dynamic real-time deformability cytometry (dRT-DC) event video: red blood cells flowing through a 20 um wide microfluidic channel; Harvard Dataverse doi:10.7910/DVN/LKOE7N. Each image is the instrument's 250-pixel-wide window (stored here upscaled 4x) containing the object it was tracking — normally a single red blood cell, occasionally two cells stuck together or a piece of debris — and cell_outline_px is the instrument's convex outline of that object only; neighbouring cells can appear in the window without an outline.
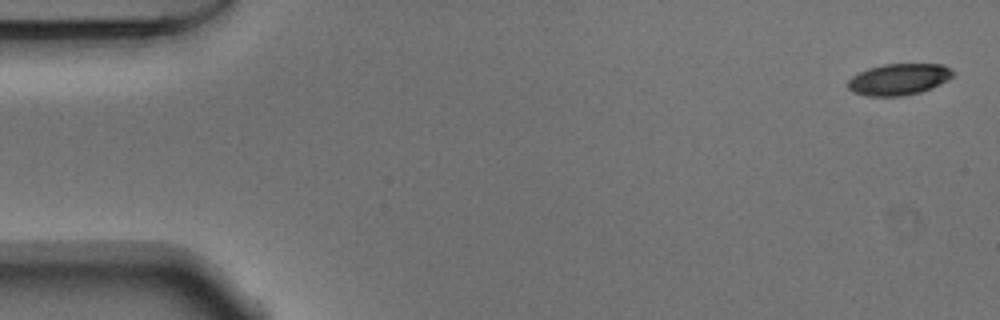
{"species": "Egyptian fruit bat (a non-hibernating species)", "species_latin": "Rousettus aegyptiacus", "temperature_condition": "warm", "stored_images_in_passage": 53, "camera_frame_rate_fps": 3000, "um_per_image_px": 0.085, "animal": {"sex": "male"}, "frame": {"image": 1, "passage_image": 1, "time_ms": 0.0, "image_size_px": [1000, 320], "cell_outline_px": [[952, 76], [948, 80], [920, 92], [900, 96], [868, 96], [852, 92], [848, 88], [848, 80], [852, 76], [868, 68], [884, 64], [944, 64], [952, 72]], "centroid_in_image_um": [76.35, 6.74], "position_along_channel_um": 8.6, "area_um2": 19.02}}
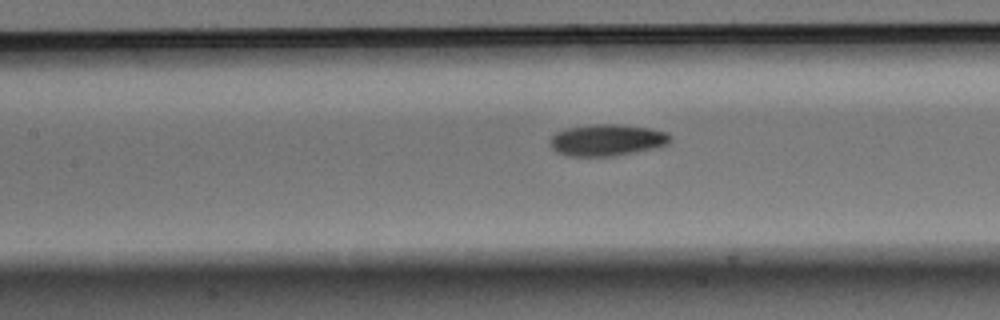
{"frame": {"image": 2, "passage_image": 23, "time_ms": 7.333, "image_size_px": [1000, 320], "cell_outline_px": [[672, 140], [668, 144], [652, 148], [616, 156], [568, 156], [556, 152], [552, 148], [548, 140], [556, 132], [564, 128], [592, 124], [616, 124], [648, 128], [668, 132]], "centroid_in_image_um": [51.55, 11.9], "position_along_channel_um": 155.8, "area_um2": 22.25}}
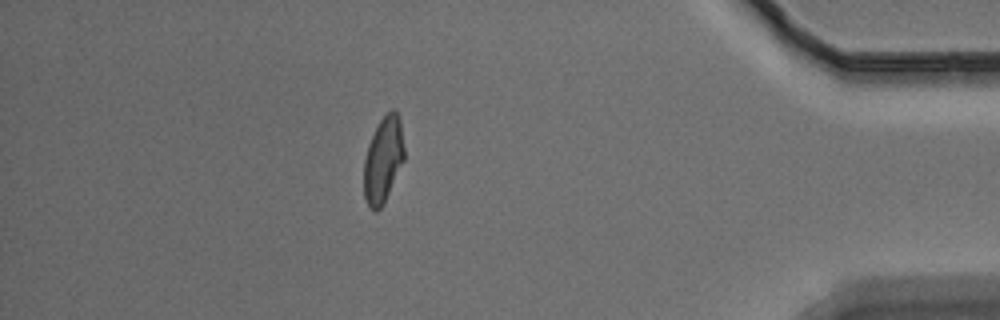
{"frame": {"image": 3, "passage_image": 46, "time_ms": 15.0, "image_size_px": [1000, 320], "cell_outline_px": [[404, 160], [384, 204], [376, 212], [372, 212], [368, 208], [364, 196], [364, 160], [368, 144], [380, 120], [392, 108], [396, 112], [400, 120], [404, 148]], "centroid_in_image_um": [32.56, 13.64], "position_along_channel_um": 402.6, "area_um2": 20.23}, "authors_computed_cell_mechanics": {"area_um2": 20.9236, "velocity_mm_per_s": 3.7911, "shape_relaxation_time_tau1_ms": 4.1362, "shape_relaxation_time_tau2_ms": 2.4422, "deformation_change_tau1": 0.1488, "deformation_change_tau2": 0.0866}}